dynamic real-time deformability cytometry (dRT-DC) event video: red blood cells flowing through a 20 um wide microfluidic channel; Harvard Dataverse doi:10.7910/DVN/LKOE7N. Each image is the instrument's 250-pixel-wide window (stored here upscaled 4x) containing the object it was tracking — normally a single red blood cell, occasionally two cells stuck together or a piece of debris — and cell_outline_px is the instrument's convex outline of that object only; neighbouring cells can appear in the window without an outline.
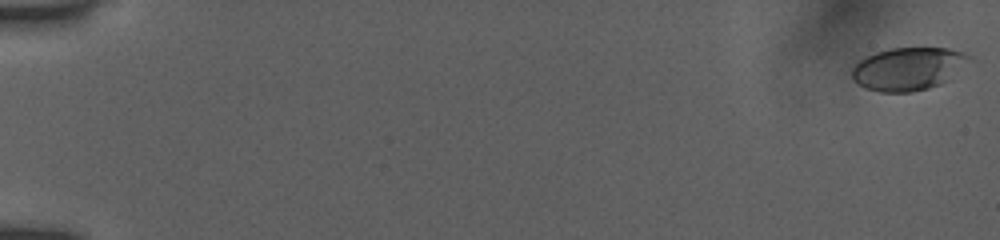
{"species": "human", "species_latin": "Homo sapiens", "temperature_condition": "room temperature", "stored_images_in_passage": 54, "camera_frame_rate_fps": 3000, "um_per_image_px": 0.085, "donor": {"sex": "female"}, "frame": {"image": 1, "passage_image": 1, "time_ms": 0.0, "image_size_px": [1000, 240], "cell_outline_px": [[976, 60], [940, 84], [928, 88], [912, 92], [880, 92], [864, 88], [852, 76], [852, 68], [860, 60], [876, 52], [892, 48], [948, 48], [964, 52], [972, 56]], "centroid_in_image_um": [77.28, 5.84], "position_along_channel_um": 7.7, "area_um2": 29.42}}
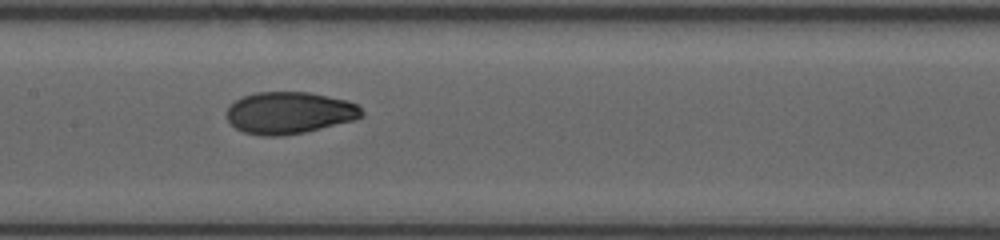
{"frame": {"image": 2, "passage_image": 29, "time_ms": 9.333, "image_size_px": [1000, 240], "cell_outline_px": [[364, 116], [356, 120], [304, 132], [284, 136], [260, 136], [244, 132], [236, 128], [228, 120], [228, 108], [236, 100], [244, 96], [256, 92], [312, 92], [348, 100], [356, 104], [364, 112]], "centroid_in_image_um": [24.65, 9.59], "position_along_channel_um": 182.8, "area_um2": 33.12}}
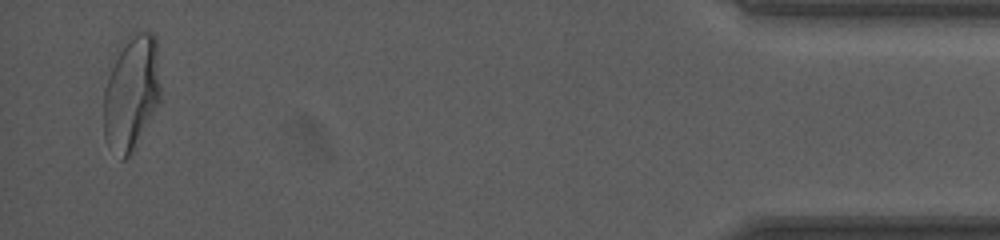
{"frame": {"image": 3, "passage_image": 53, "time_ms": 17.333, "image_size_px": [1000, 240], "cell_outline_px": [[160, 100], [128, 156], [124, 160], [120, 160], [104, 136], [104, 88], [108, 76], [128, 36], [136, 32], [152, 32], [156, 36], [160, 84]], "centroid_in_image_um": [11.18, 7.86], "position_along_channel_um": 424.0, "area_um2": 37.05}, "authors_computed_cell_mechanics": {"area_um2": 32.7148, "velocity_mm_per_s": 3.918, "shape_relaxation_time_tau1_ms": 3.4859, "shape_relaxation_time_tau2_ms": 0.7271, "deformation_change_tau1": 0.1546, "deformation_change_tau2": 0.0379}}